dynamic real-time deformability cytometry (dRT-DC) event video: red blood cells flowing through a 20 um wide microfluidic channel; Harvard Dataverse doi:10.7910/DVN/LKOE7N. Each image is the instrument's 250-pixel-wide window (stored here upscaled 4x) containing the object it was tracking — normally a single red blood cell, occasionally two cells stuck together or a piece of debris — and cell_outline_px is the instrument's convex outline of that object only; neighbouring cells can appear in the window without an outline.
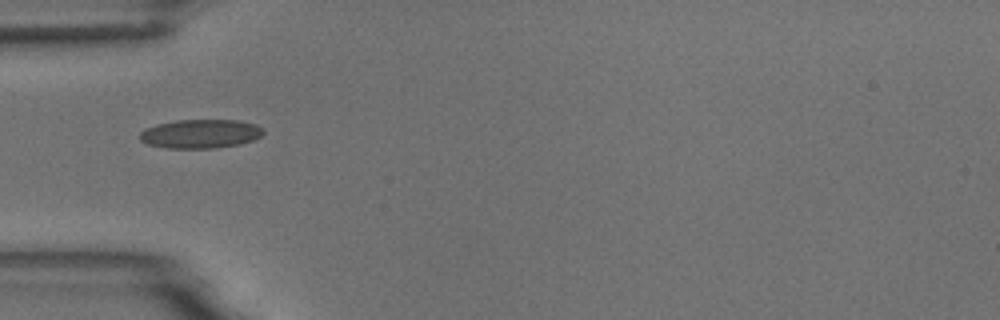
{"species": "common noctule bat (a hibernating species)", "species_latin": "Nyctalus noctula", "temperature_condition": "room temperature", "stored_images_in_passage": 7, "camera_frame_rate_fps": 3000, "um_per_image_px": 0.085, "animal": {"sex": "male", "body_mass_g": 18.8}, "frame": {"image": 1, "passage_image": 5, "time_ms": 4.667, "image_size_px": [1000, 320], "cell_outline_px": [[264, 132], [260, 136], [252, 140], [240, 144], [216, 148], [168, 148], [148, 144], [140, 140], [140, 132], [144, 128], [156, 124], [176, 120], [240, 120], [256, 124]], "centroid_in_image_um": [17.02, 11.36], "position_along_channel_um": 68.0, "area_um2": 20.81}}